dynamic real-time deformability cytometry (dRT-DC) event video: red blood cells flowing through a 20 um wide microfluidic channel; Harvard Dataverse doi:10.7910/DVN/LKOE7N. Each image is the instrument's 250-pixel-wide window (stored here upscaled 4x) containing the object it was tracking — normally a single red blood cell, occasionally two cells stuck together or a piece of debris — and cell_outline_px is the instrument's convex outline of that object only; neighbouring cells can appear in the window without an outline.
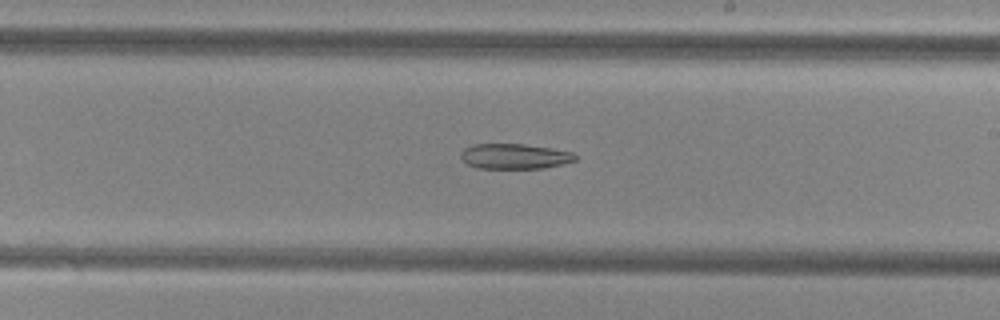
{"species": "common noctule bat (a hibernating species)", "species_latin": "Nyctalus noctula", "temperature_condition": "cold", "stored_images_in_passage": 39, "camera_frame_rate_fps": 3000, "um_per_image_px": 0.085, "animal": {"sex": "female", "body_mass_g": 29.2, "forearm_length_mm": 56.3}, "frame": {"image": 1, "passage_image": 28, "time_ms": 9.0, "image_size_px": [1000, 320], "cell_outline_px": [[576, 160], [544, 168], [476, 168], [468, 164], [460, 156], [460, 152], [464, 148], [472, 144], [524, 144], [552, 148], [572, 152], [576, 156]], "centroid_in_image_um": [43.71, 13.28], "position_along_channel_um": 245.3, "area_um2": 16.76}}